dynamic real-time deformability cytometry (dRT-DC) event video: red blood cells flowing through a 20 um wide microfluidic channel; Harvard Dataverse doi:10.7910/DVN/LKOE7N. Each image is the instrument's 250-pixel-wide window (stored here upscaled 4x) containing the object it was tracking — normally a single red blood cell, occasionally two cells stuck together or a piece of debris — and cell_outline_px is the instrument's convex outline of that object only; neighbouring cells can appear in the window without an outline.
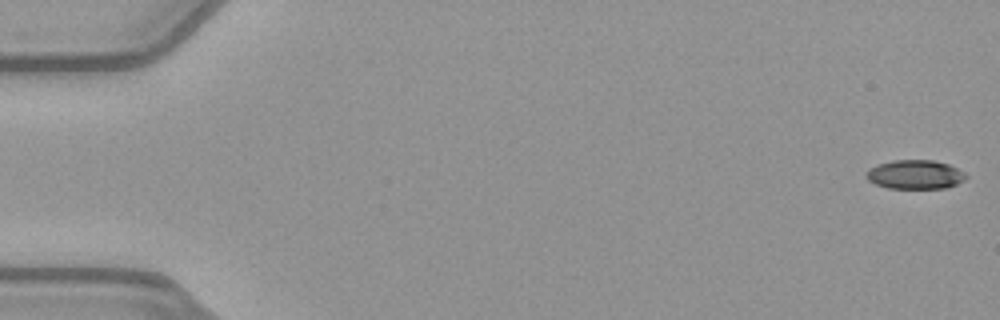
{"species": "common noctule bat (a hibernating species)", "species_latin": "Nyctalus noctula", "temperature_condition": "warm", "stored_images_in_passage": 52, "camera_frame_rate_fps": 3000, "um_per_image_px": 0.085, "animal": {"sex": "female", "body_mass_g": 21.9}, "frame": {"image": 1, "passage_image": 1, "time_ms": 0.0, "image_size_px": [1000, 320], "cell_outline_px": [[968, 176], [964, 180], [956, 184], [944, 188], [888, 188], [876, 184], [868, 180], [868, 172], [876, 164], [892, 160], [932, 160], [948, 164], [964, 172]], "centroid_in_image_um": [77.81, 14.83], "position_along_channel_um": 7.2, "area_um2": 16.65}}
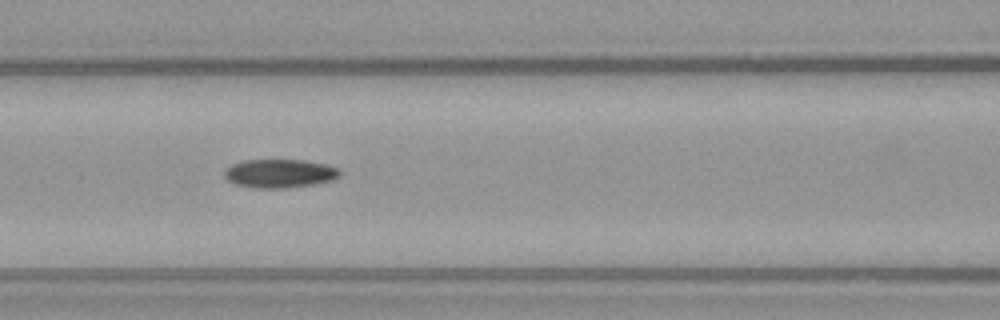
{"frame": {"image": 2, "passage_image": 23, "time_ms": 7.333, "image_size_px": [1000, 320], "cell_outline_px": [[340, 176], [332, 180], [312, 184], [288, 188], [252, 188], [236, 184], [228, 180], [224, 176], [224, 172], [232, 164], [244, 160], [304, 160], [324, 164], [340, 168]], "centroid_in_image_um": [23.78, 14.74], "position_along_channel_um": 142.8, "area_um2": 19.19}}
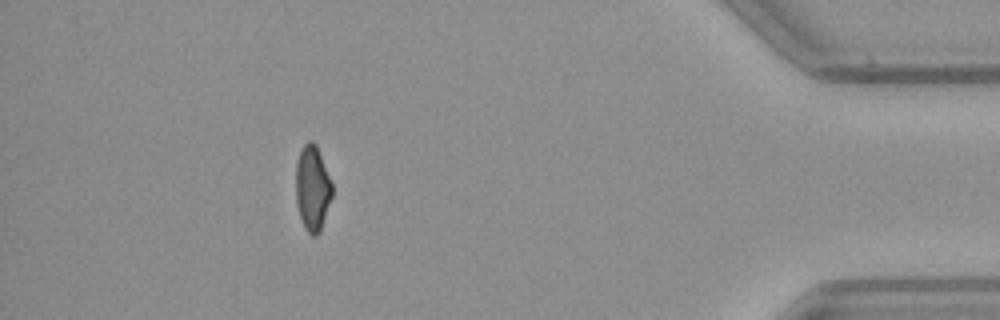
{"frame": {"image": 3, "passage_image": 47, "time_ms": 15.333, "image_size_px": [1000, 320], "cell_outline_px": [[332, 196], [320, 232], [316, 236], [312, 236], [304, 228], [296, 204], [296, 160], [304, 144], [308, 140], [312, 140], [316, 144], [332, 184]], "centroid_in_image_um": [26.55, 16.0], "position_along_channel_um": 408.7, "area_um2": 18.03}, "authors_computed_cell_mechanics": {"area_um2": 18.9006, "velocity_mm_per_s": 4.0024, "shape_relaxation_time_tau1_ms": null, "shape_relaxation_time_tau2_ms": 4.2042, "deformation_change_tau1": null, "deformation_change_tau2": 0.1018}}